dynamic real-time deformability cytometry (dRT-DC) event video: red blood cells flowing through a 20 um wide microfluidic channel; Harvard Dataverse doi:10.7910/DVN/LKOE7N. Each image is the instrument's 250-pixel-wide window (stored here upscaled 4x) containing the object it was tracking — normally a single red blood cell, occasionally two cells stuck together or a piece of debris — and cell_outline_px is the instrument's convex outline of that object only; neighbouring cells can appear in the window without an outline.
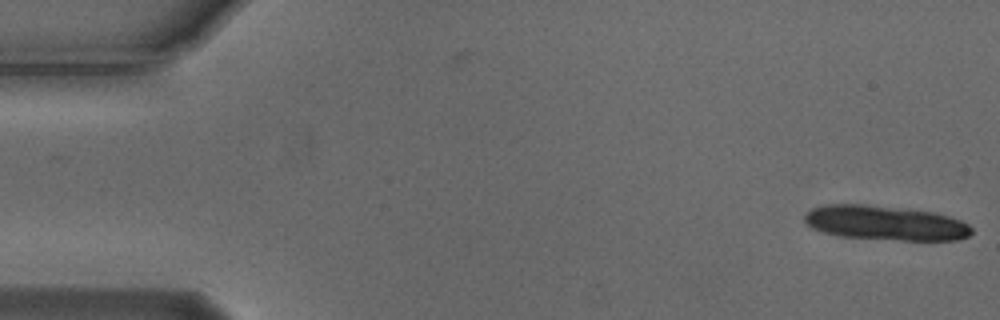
{"species": "Egyptian fruit bat (a non-hibernating species)", "species_latin": "Rousettus aegyptiacus", "temperature_condition": "cold", "stored_images_in_passage": 2, "camera_frame_rate_fps": 3000, "um_per_image_px": 0.085, "animal": {"sex": "male"}, "frame": {"image": 1, "passage_image": 2, "time_ms": 0.333, "image_size_px": [1000, 320], "cell_outline_px": [[972, 232], [968, 236], [956, 240], [900, 240], [840, 236], [824, 232], [812, 228], [804, 220], [804, 212], [812, 208], [828, 204], [864, 204], [908, 208], [932, 212], [948, 216], [960, 220], [968, 224], [972, 228]], "centroid_in_image_um": [75.24, 18.94], "position_along_channel_um": 9.8, "area_um2": 33.7}}